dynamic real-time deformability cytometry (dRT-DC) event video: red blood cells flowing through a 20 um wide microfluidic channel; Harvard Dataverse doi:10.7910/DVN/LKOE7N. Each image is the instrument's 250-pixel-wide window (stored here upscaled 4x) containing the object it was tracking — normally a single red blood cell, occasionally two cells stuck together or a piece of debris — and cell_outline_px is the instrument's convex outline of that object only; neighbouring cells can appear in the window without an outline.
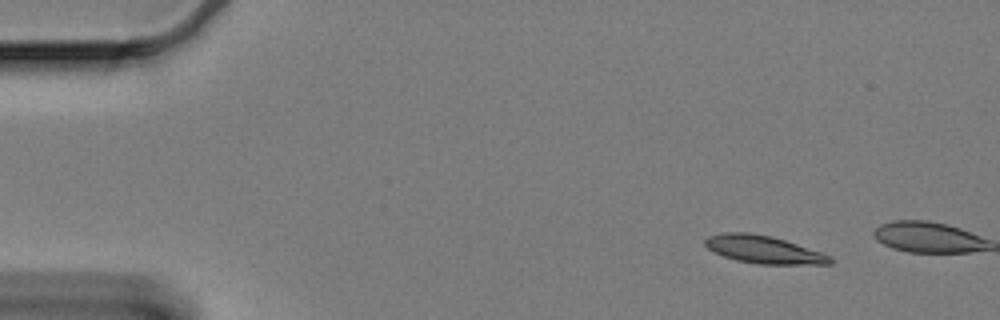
{"species": "Egyptian fruit bat (a non-hibernating species)", "species_latin": "Rousettus aegyptiacus", "temperature_condition": "cold", "stored_images_in_passage": 6, "camera_frame_rate_fps": 3000, "um_per_image_px": 0.085, "animal": {"sex": "female"}, "frame": {"image": 1, "passage_image": 1, "time_ms": 0.0, "image_size_px": [1000, 320], "cell_outline_px": [[832, 264], [756, 264], [736, 260], [724, 256], [708, 248], [704, 244], [704, 240], [708, 236], [724, 232], [748, 232], [772, 236], [832, 256]], "centroid_in_image_um": [64.89, 21.21], "position_along_channel_um": 20.1, "area_um2": 20.06}}